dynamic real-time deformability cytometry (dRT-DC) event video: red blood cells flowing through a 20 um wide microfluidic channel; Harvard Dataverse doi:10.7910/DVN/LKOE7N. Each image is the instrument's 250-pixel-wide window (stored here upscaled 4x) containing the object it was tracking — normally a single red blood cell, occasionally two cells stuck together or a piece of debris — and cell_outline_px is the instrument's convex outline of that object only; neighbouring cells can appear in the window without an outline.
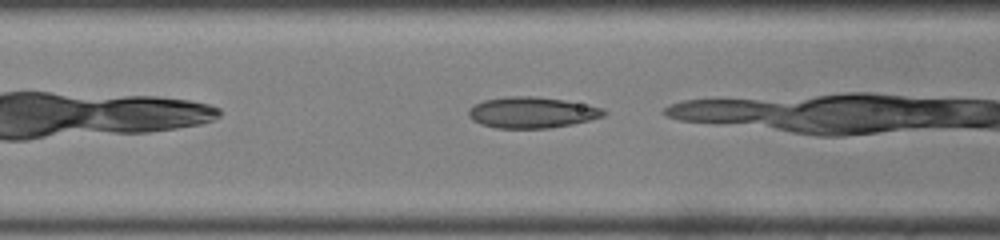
{"species": "common noctule bat (a hibernating species)", "species_latin": "Nyctalus noctula", "temperature_condition": "room temperature", "stored_images_in_passage": 16, "camera_frame_rate_fps": 3000, "um_per_image_px": 0.085, "animal": {"sex": "male", "body_mass_g": 19.0, "forearm_length_mm": 50.8}, "frame": {"image": 1, "passage_image": 3, "time_ms": 0.667, "image_size_px": [1000, 240], "cell_outline_px": [[608, 112], [604, 116], [572, 124], [548, 128], [496, 128], [480, 124], [472, 120], [468, 116], [468, 108], [484, 100], [504, 96], [536, 96], [564, 100], [604, 108]], "centroid_in_image_um": [45.19, 9.56], "position_along_channel_um": 121.4, "area_um2": 24.57}}
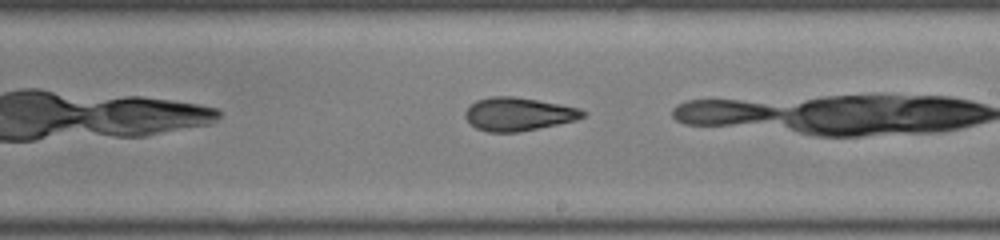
{"frame": {"image": 2, "passage_image": 12, "time_ms": 3.667, "image_size_px": [1000, 240], "cell_outline_px": [[588, 112], [584, 116], [576, 120], [516, 132], [488, 132], [476, 128], [464, 116], [464, 112], [476, 100], [492, 96], [512, 96], [560, 104], [580, 108]], "centroid_in_image_um": [44.06, 9.69], "position_along_channel_um": 244.9, "area_um2": 22.54}}